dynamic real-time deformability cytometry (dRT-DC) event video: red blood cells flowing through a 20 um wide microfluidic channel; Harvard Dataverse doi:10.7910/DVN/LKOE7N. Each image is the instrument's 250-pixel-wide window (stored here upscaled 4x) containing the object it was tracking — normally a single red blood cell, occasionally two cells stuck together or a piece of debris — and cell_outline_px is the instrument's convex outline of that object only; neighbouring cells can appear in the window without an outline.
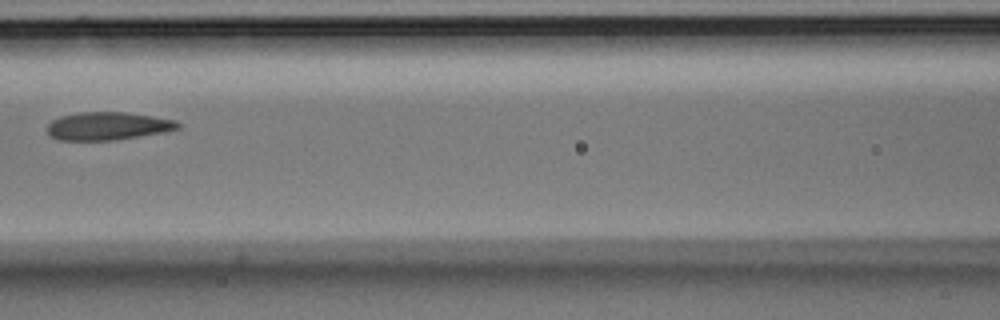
{"species": "Egyptian fruit bat (a non-hibernating species)", "species_latin": "Rousettus aegyptiacus", "temperature_condition": "room temperature", "stored_images_in_passage": 9, "camera_frame_rate_fps": 3000, "um_per_image_px": 0.085, "animal": {"sex": "male"}, "frame": {"image": 1, "passage_image": 6, "time_ms": 1.667, "image_size_px": [1000, 320], "cell_outline_px": [[180, 128], [164, 132], [116, 140], [56, 140], [48, 136], [48, 124], [52, 120], [60, 116], [80, 112], [124, 112], [152, 116], [176, 120], [180, 124]], "centroid_in_image_um": [9.14, 10.72], "position_along_channel_um": 157.5, "area_um2": 21.39}}
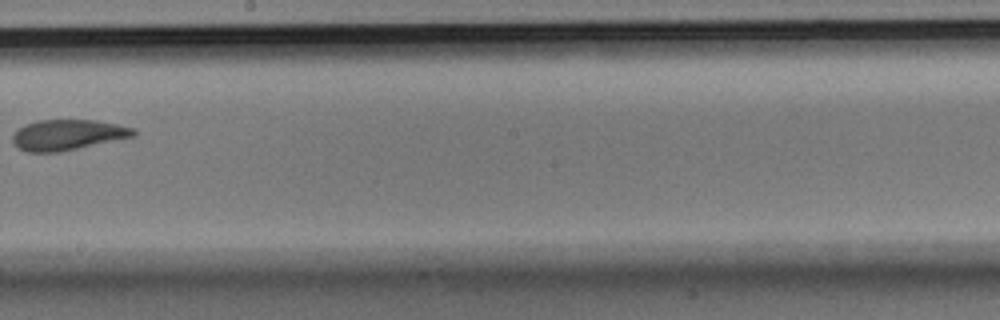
{"frame": {"image": 2, "passage_image": 8, "time_ms": 2.333, "image_size_px": [1000, 320], "cell_outline_px": [[136, 136], [60, 152], [28, 152], [20, 148], [12, 140], [12, 136], [24, 124], [40, 120], [96, 120], [136, 128]], "centroid_in_image_um": [5.8, 11.46], "position_along_channel_um": 242.4, "area_um2": 21.44}}
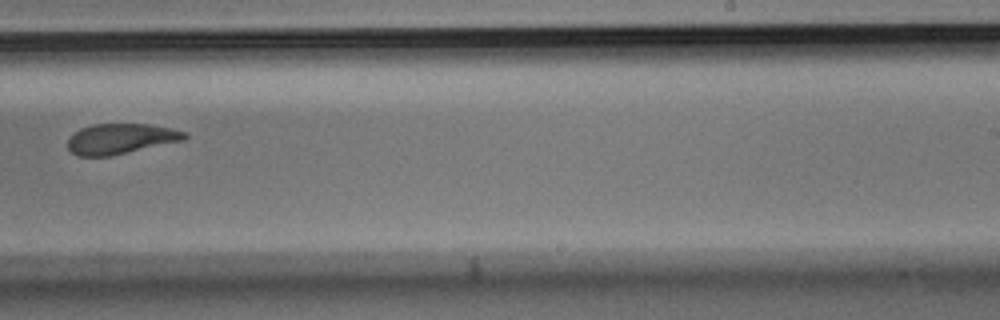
{"frame": {"image": 3, "passage_image": 9, "time_ms": 2.667, "image_size_px": [1000, 320], "cell_outline_px": [[188, 136], [184, 140], [108, 156], [76, 156], [68, 148], [68, 136], [72, 132], [80, 128], [92, 124], [148, 124], [188, 132]], "centroid_in_image_um": [10.21, 11.78], "position_along_channel_um": 278.8, "area_um2": 20.63}}